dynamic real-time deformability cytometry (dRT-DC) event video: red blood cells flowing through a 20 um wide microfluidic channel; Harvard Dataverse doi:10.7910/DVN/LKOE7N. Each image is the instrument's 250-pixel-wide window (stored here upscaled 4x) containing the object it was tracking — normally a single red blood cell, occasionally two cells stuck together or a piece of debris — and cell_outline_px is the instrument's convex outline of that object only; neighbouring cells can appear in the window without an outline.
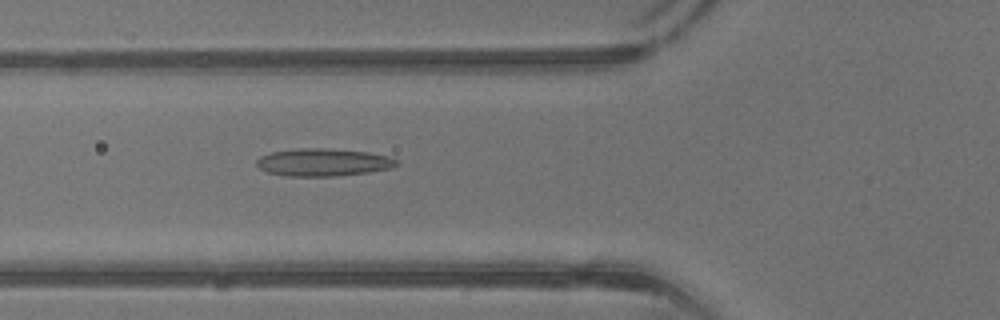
{"species": "common noctule bat (a hibernating species)", "species_latin": "Nyctalus noctula", "temperature_condition": "warm", "stored_images_in_passage": 41, "camera_frame_rate_fps": 3000, "um_per_image_px": 0.085, "animal": {"sex": "male", "body_mass_g": 13.3}, "frame": {"image": 1, "passage_image": 15, "time_ms": 4.667, "image_size_px": [1000, 320], "cell_outline_px": [[400, 164], [392, 168], [368, 172], [332, 176], [284, 176], [268, 172], [260, 168], [256, 164], [256, 160], [260, 156], [272, 152], [296, 148], [324, 148], [368, 152], [388, 156], [400, 160]], "centroid_in_image_um": [27.49, 13.79], "position_along_channel_um": 98.3, "area_um2": 22.6}}
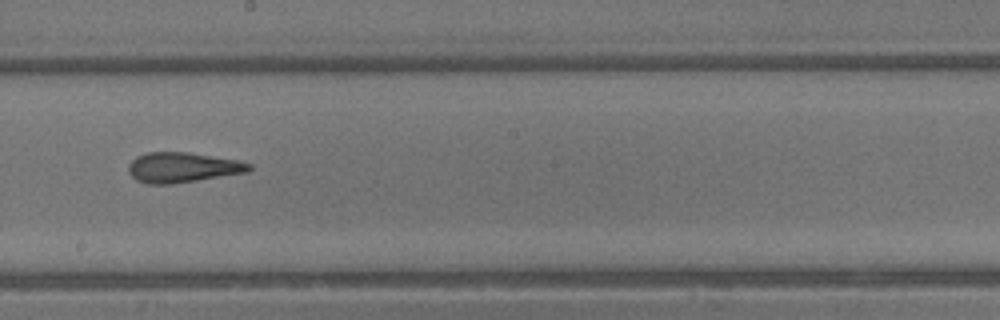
{"frame": {"image": 2, "passage_image": 23, "time_ms": 7.333, "image_size_px": [1000, 320], "cell_outline_px": [[252, 168], [248, 172], [172, 184], [148, 184], [136, 180], [128, 172], [128, 164], [136, 156], [148, 152], [188, 152], [236, 160], [252, 164]], "centroid_in_image_um": [15.49, 14.23], "position_along_channel_um": 232.7, "area_um2": 21.15}}
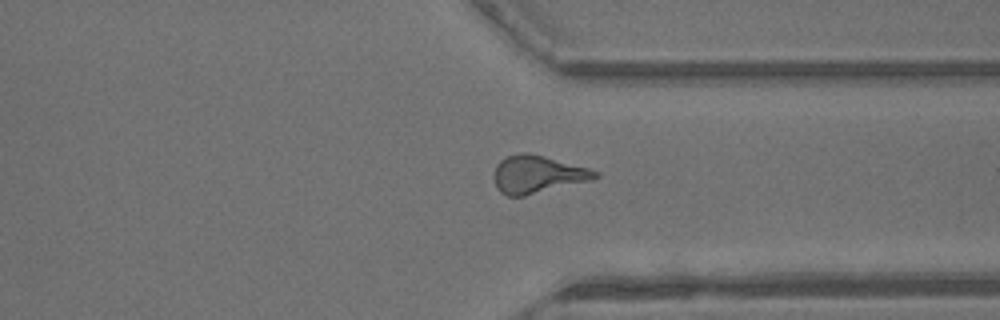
{"frame": {"image": 3, "passage_image": 31, "time_ms": 10.0, "image_size_px": [1000, 320], "cell_outline_px": [[600, 176], [592, 180], [524, 196], [508, 196], [500, 192], [496, 188], [496, 164], [500, 160], [508, 156], [520, 152], [524, 152], [588, 168], [600, 172]], "centroid_in_image_um": [45.7, 14.84], "position_along_channel_um": 365.7, "area_um2": 21.73}}